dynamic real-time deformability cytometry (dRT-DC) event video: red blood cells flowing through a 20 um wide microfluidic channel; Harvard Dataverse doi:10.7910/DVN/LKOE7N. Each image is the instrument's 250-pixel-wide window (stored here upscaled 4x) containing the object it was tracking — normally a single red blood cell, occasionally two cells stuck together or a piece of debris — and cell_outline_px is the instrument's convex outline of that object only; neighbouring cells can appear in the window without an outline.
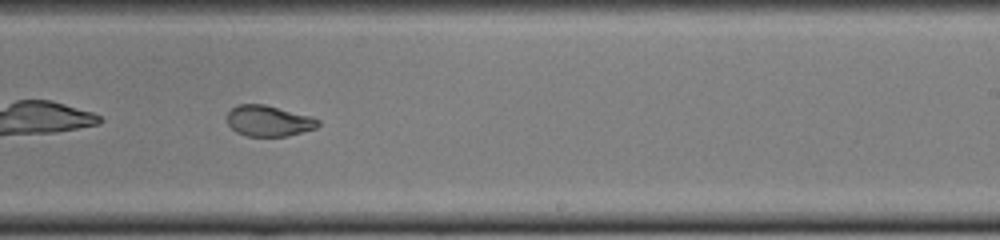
{"species": "common noctule bat (a hibernating species)", "species_latin": "Nyctalus noctula", "temperature_condition": "cold", "stored_images_in_passage": 35, "camera_frame_rate_fps": 3000, "um_per_image_px": 0.085, "animal": {"sex": "female", "body_mass_g": 22.0, "forearm_length_mm": 56.7}, "frame": {"image": 1, "passage_image": 16, "time_ms": 5.0, "image_size_px": [1000, 240], "cell_outline_px": [[320, 124], [316, 128], [288, 136], [248, 136], [236, 132], [228, 124], [228, 112], [236, 104], [264, 104], [312, 116], [320, 120]], "centroid_in_image_um": [22.86, 10.27], "position_along_channel_um": 266.1, "area_um2": 16.42}}